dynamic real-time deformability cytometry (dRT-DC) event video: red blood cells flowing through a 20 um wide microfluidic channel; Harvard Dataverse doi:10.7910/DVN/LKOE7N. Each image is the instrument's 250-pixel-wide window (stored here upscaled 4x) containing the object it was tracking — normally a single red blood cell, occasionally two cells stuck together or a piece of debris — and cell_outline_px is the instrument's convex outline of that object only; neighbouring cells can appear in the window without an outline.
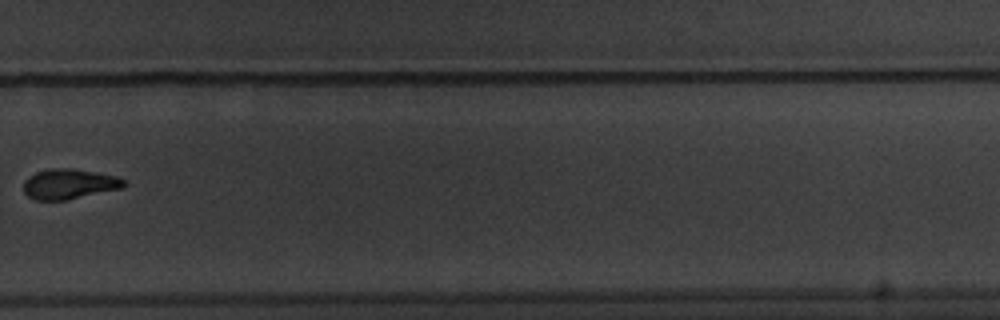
{"species": "common noctule bat (a hibernating species)", "species_latin": "Nyctalus noctula", "temperature_condition": "warm", "stored_images_in_passage": 15, "camera_frame_rate_fps": 3000, "um_per_image_px": 0.085, "animal": {"sex": "male", "body_mass_g": 20.1, "forearm_length_mm": 53.5}, "frame": {"image": 1, "passage_image": 11, "time_ms": 13.667, "image_size_px": [1000, 320], "cell_outline_px": [[128, 184], [124, 188], [68, 200], [36, 200], [28, 196], [24, 192], [24, 180], [28, 176], [36, 172], [52, 168], [72, 168], [116, 176], [124, 180]], "centroid_in_image_um": [5.9, 15.65], "position_along_channel_um": 323.9, "area_um2": 17.8}, "authors_computed_cell_mechanics": {"area_um2": 19.8254, "velocity_mm_per_s": 3.5054, "shape_relaxation_time_tau1_ms": 3.3415, "shape_relaxation_time_tau2_ms": 2.8721, "deformation_change_tau1": 0.0898, "deformation_change_tau2": 0.0501}}